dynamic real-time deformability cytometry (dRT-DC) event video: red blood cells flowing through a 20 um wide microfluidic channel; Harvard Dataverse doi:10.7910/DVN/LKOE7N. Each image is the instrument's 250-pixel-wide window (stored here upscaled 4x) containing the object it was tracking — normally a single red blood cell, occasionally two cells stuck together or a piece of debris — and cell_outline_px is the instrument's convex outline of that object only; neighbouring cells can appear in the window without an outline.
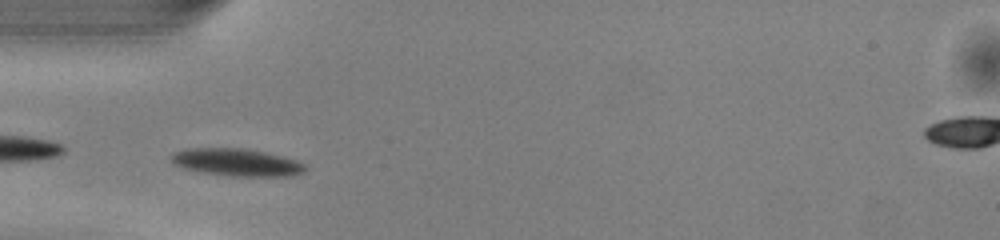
{"species": "common noctule bat (a hibernating species)", "species_latin": "Nyctalus noctula", "temperature_condition": "warm", "stored_images_in_passage": 40, "camera_frame_rate_fps": 3000, "um_per_image_px": 0.085, "animal": {"sex": "male", "body_mass_g": 13.0, "forearm_length_mm": 53.1}, "frame": {"image": 1, "passage_image": 6, "time_ms": 1.667, "image_size_px": [1000, 240], "cell_outline_px": [[308, 168], [304, 172], [292, 176], [232, 176], [200, 172], [184, 168], [176, 164], [172, 160], [172, 156], [176, 152], [188, 148], [244, 148], [268, 152], [284, 156], [308, 164]], "centroid_in_image_um": [20.23, 13.8], "position_along_channel_um": 64.8, "area_um2": 21.56}}
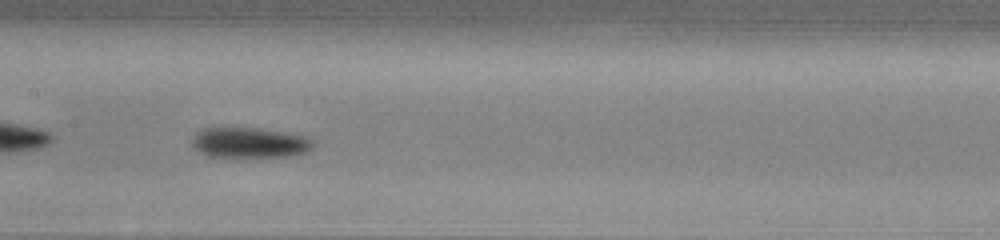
{"frame": {"image": 2, "passage_image": 15, "time_ms": 4.667, "image_size_px": [1000, 240], "cell_outline_px": [[312, 148], [308, 152], [292, 156], [208, 156], [196, 152], [192, 148], [192, 140], [196, 132], [200, 128], [260, 128], [284, 132], [304, 136], [312, 140]], "centroid_in_image_um": [21.17, 12.12], "position_along_channel_um": 186.2, "area_um2": 21.44}}
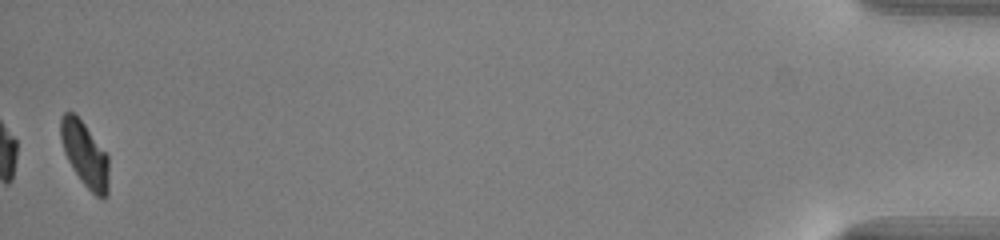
{"frame": {"image": 3, "passage_image": 40, "time_ms": 13.0, "image_size_px": [1000, 240], "cell_outline_px": [[108, 192], [104, 200], [96, 196], [80, 180], [68, 160], [64, 152], [60, 136], [60, 116], [64, 112], [72, 112], [84, 124], [108, 156]], "centroid_in_image_um": [7.2, 13.13], "position_along_channel_um": 428.0, "area_um2": 17.98}, "authors_computed_cell_mechanics": {"area_um2": 21.0681, "velocity_mm_per_s": 4.0818, "shape_relaxation_time_tau1_ms": 2.3745, "shape_relaxation_time_tau2_ms": null, "deformation_change_tau1": 0.1159, "deformation_change_tau2": null}}